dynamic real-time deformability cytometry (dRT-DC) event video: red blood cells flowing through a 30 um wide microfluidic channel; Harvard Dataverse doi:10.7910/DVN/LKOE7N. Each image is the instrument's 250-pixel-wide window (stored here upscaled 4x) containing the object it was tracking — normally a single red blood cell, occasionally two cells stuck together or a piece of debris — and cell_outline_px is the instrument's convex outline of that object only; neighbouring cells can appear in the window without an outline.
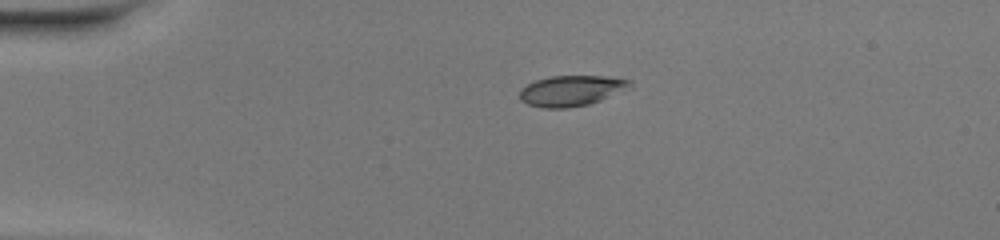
{"species": "common noctule bat (a hibernating species)", "species_latin": "Nyctalus noctula", "temperature_condition": "warm", "stored_images_in_passage": 39, "camera_frame_rate_fps": 3000, "um_per_image_px": 0.085, "animal": {"sex": "female", "body_mass_g": 20.0, "forearm_length_mm": 54.0}, "frame": {"image": 1, "passage_image": 1, "time_ms": 0.0, "image_size_px": [1000, 240], "cell_outline_px": [[632, 88], [600, 100], [588, 104], [568, 108], [540, 108], [528, 104], [520, 100], [520, 88], [536, 80], [548, 76], [604, 76], [632, 80]], "centroid_in_image_um": [48.58, 7.71], "position_along_channel_um": 36.4, "area_um2": 19.83}}
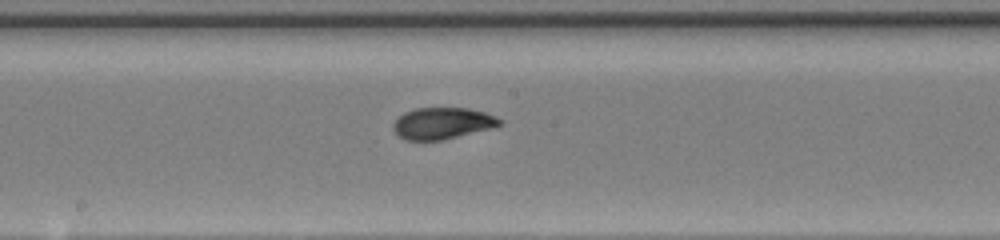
{"frame": {"image": 2, "passage_image": 17, "time_ms": 5.333, "image_size_px": [1000, 240], "cell_outline_px": [[504, 124], [492, 128], [444, 140], [404, 140], [392, 128], [392, 124], [404, 112], [416, 108], [468, 108], [484, 112], [496, 116], [504, 120]], "centroid_in_image_um": [37.65, 10.48], "position_along_channel_um": 210.6, "area_um2": 19.71}}
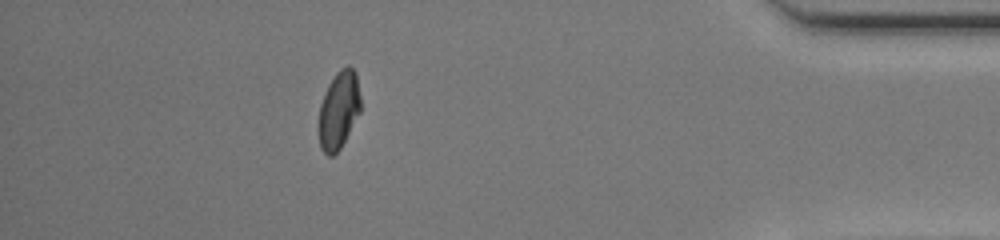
{"frame": {"image": 3, "passage_image": 34, "time_ms": 11.0, "image_size_px": [1000, 240], "cell_outline_px": [[360, 112], [340, 148], [332, 156], [328, 156], [320, 148], [316, 128], [320, 104], [328, 84], [336, 72], [340, 68], [348, 64], [356, 72], [360, 96]], "centroid_in_image_um": [28.75, 9.35], "position_along_channel_um": 406.4, "area_um2": 19.36}, "authors_computed_cell_mechanics": {"area_um2": 19.5942, "velocity_mm_per_s": 4.2159, "shape_relaxation_time_tau1_ms": 7.2297, "shape_relaxation_time_tau2_ms": 0.7126, "deformation_change_tau1": 0.2498, "deformation_change_tau2": 0.0351}}